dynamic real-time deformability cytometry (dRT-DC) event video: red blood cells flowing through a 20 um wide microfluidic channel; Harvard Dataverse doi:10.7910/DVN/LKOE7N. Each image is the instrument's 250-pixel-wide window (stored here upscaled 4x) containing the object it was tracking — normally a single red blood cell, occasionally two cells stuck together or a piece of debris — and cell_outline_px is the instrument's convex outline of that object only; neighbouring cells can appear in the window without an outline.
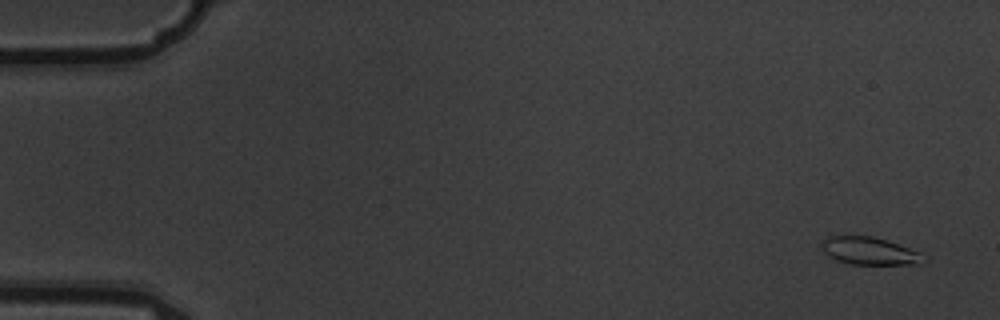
{"species": "common noctule bat (a hibernating species)", "species_latin": "Nyctalus noctula", "temperature_condition": "warm", "stored_images_in_passage": 6, "camera_frame_rate_fps": 3000, "um_per_image_px": 0.085, "animal": {"sex": "male", "body_mass_g": 19.5, "forearm_length_mm": 54.6}, "frame": {"image": 1, "passage_image": 1, "time_ms": 0.0, "image_size_px": [1000, 320], "cell_outline_px": [[920, 264], [848, 264], [836, 260], [828, 256], [824, 252], [820, 244], [828, 236], [844, 232], [872, 236], [888, 240], [920, 252]], "centroid_in_image_um": [73.76, 21.27], "position_along_channel_um": 11.2, "area_um2": 16.82}}
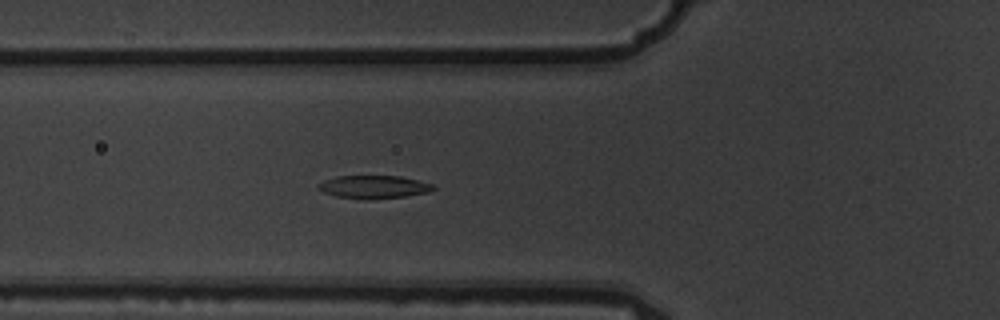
{"frame": {"image": 2, "passage_image": 6, "time_ms": 1.667, "image_size_px": [1000, 320], "cell_outline_px": [[436, 188], [428, 192], [404, 196], [336, 196], [324, 192], [316, 184], [324, 180], [336, 176], [400, 176], [432, 184]], "centroid_in_image_um": [31.77, 15.83], "position_along_channel_um": 94.0, "area_um2": 14.28}}